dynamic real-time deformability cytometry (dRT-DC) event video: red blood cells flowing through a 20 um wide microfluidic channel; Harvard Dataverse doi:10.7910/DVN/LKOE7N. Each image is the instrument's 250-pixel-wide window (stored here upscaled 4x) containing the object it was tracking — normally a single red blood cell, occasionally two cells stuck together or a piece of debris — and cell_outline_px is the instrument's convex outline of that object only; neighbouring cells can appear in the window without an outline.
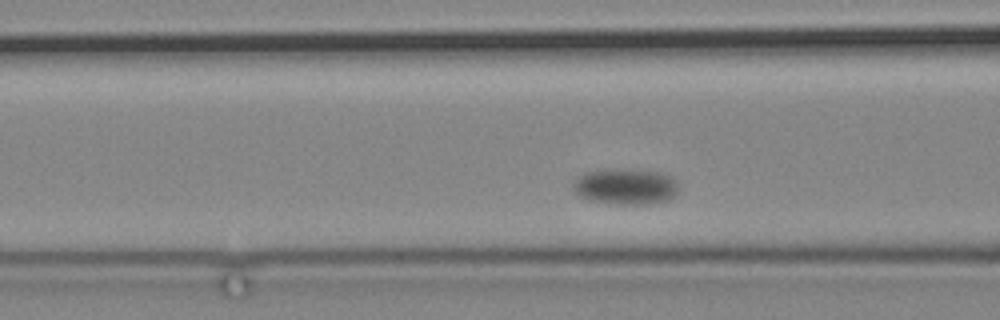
{"species": "common noctule bat (a hibernating species)", "species_latin": "Nyctalus noctula", "temperature_condition": "cold", "stored_images_in_passage": 57, "segment_of_instrument_passage": [1, 2], "camera_frame_rate_fps": 3000, "um_per_image_px": 0.085, "animal": {"sex": "male", "body_mass_g": 19.2, "forearm_length_mm": 51.8}, "frame": {"image": 1, "passage_image": 10, "time_ms": 3.0, "image_size_px": [1000, 320], "cell_outline_px": [[676, 192], [668, 200], [648, 204], [620, 204], [588, 200], [580, 196], [572, 188], [572, 184], [576, 176], [584, 172], [616, 168], [664, 172], [672, 176], [676, 180]], "centroid_in_image_um": [53.14, 15.83], "position_along_channel_um": 113.5, "area_um2": 22.31}}
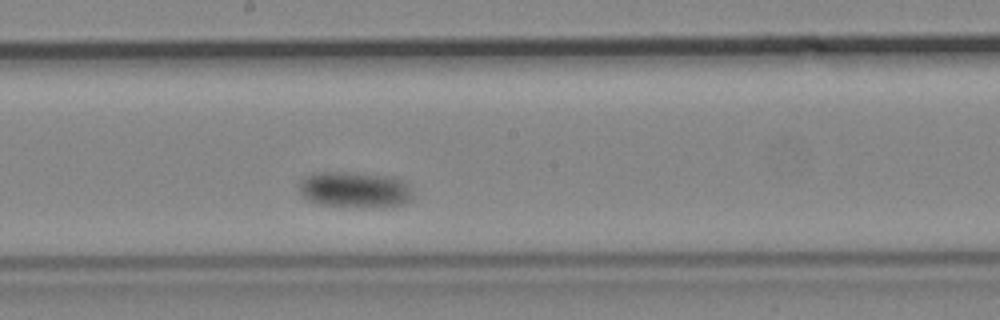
{"frame": {"image": 2, "passage_image": 22, "time_ms": 7.0, "image_size_px": [1000, 320], "cell_outline_px": [[412, 200], [404, 204], [372, 208], [356, 208], [320, 204], [308, 200], [296, 188], [300, 180], [304, 176], [312, 172], [344, 172], [388, 176], [404, 180], [408, 184], [412, 192]], "centroid_in_image_um": [30.13, 16.13], "position_along_channel_um": 218.1, "area_um2": 24.39}}
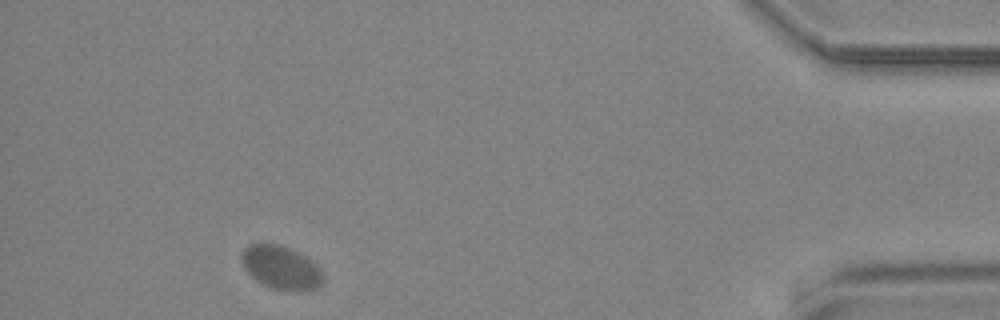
{"frame": {"image": 3, "passage_image": 50, "time_ms": 16.333, "image_size_px": [1000, 320], "cell_outline_px": [[324, 280], [316, 288], [308, 292], [288, 292], [272, 288], [256, 280], [244, 268], [240, 260], [240, 256], [244, 248], [248, 244], [280, 244], [312, 260], [324, 272]], "centroid_in_image_um": [23.92, 22.77], "position_along_channel_um": 411.3, "area_um2": 20.98}}